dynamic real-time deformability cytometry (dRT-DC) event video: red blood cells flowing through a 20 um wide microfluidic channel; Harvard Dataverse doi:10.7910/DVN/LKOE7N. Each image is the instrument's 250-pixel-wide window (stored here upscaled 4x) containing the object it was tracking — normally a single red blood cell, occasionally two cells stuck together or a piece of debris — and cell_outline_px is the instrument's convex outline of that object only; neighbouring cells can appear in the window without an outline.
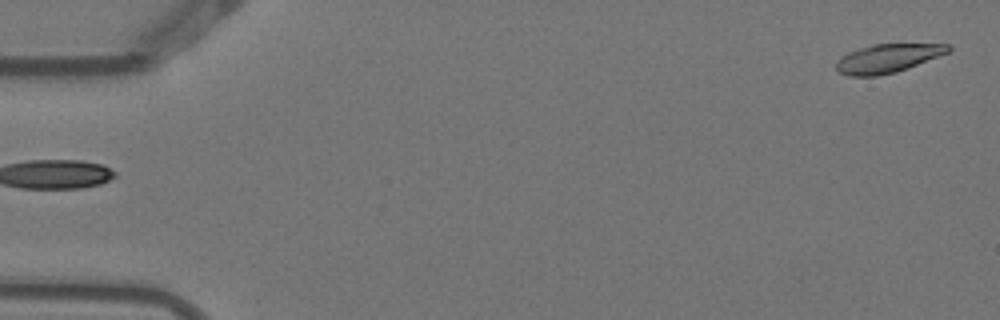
{"species": "Egyptian fruit bat (a non-hibernating species)", "species_latin": "Rousettus aegyptiacus", "temperature_condition": "warm", "stored_images_in_passage": 5, "segment_of_instrument_passage": [2, 2], "camera_frame_rate_fps": 3000, "um_per_image_px": 0.085, "animal": {"sex": "female"}, "frame": {"image": 1, "passage_image": 5, "time_ms": 1.333, "image_size_px": [1000, 320], "cell_outline_px": [[952, 48], [948, 52], [908, 68], [896, 72], [876, 76], [848, 76], [840, 72], [836, 68], [836, 64], [840, 56], [848, 52], [872, 44], [948, 44]], "centroid_in_image_um": [75.42, 4.96], "position_along_channel_um": 9.6, "area_um2": 18.55}}